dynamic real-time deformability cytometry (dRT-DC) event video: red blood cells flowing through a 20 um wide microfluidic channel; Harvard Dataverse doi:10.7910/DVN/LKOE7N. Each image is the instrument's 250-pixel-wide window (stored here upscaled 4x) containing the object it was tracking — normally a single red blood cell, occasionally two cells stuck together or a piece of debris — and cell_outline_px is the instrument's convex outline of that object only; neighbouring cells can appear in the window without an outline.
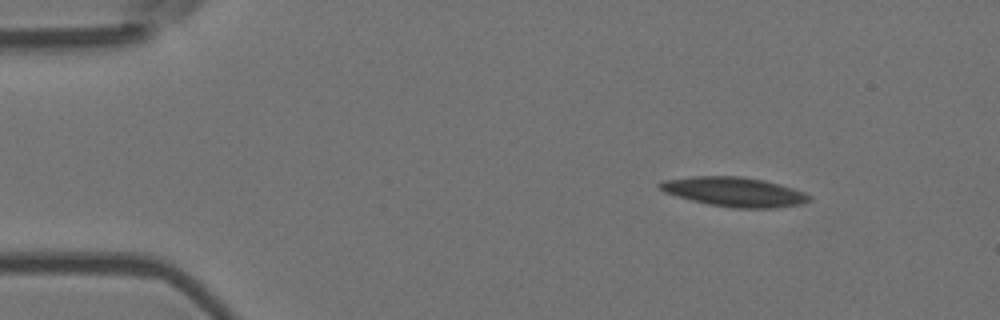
{"species": "Egyptian fruit bat (a non-hibernating species)", "species_latin": "Rousettus aegyptiacus", "temperature_condition": "room temperature", "stored_images_in_passage": 4, "camera_frame_rate_fps": 3000, "um_per_image_px": 0.085, "animal": {"sex": "female"}, "frame": {"image": 1, "passage_image": 1, "time_ms": 0.0, "image_size_px": [1000, 320], "cell_outline_px": [[812, 200], [804, 204], [776, 208], [732, 208], [708, 204], [692, 200], [664, 192], [656, 184], [664, 180], [692, 176], [740, 176], [764, 180], [780, 184], [804, 192], [812, 196]], "centroid_in_image_um": [62.46, 16.31], "position_along_channel_um": 22.5, "area_um2": 25.78}}
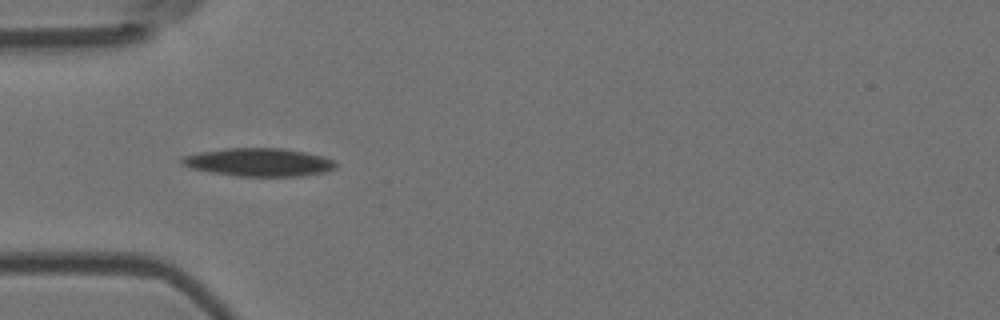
{"frame": {"image": 2, "passage_image": 4, "time_ms": 1.0, "image_size_px": [1000, 320], "cell_outline_px": [[336, 168], [324, 172], [300, 176], [236, 176], [212, 172], [192, 168], [180, 164], [180, 160], [184, 156], [200, 152], [224, 148], [284, 148], [304, 152], [320, 156], [332, 160], [336, 164]], "centroid_in_image_um": [21.98, 13.79], "position_along_channel_um": 63.0, "area_um2": 25.03}}